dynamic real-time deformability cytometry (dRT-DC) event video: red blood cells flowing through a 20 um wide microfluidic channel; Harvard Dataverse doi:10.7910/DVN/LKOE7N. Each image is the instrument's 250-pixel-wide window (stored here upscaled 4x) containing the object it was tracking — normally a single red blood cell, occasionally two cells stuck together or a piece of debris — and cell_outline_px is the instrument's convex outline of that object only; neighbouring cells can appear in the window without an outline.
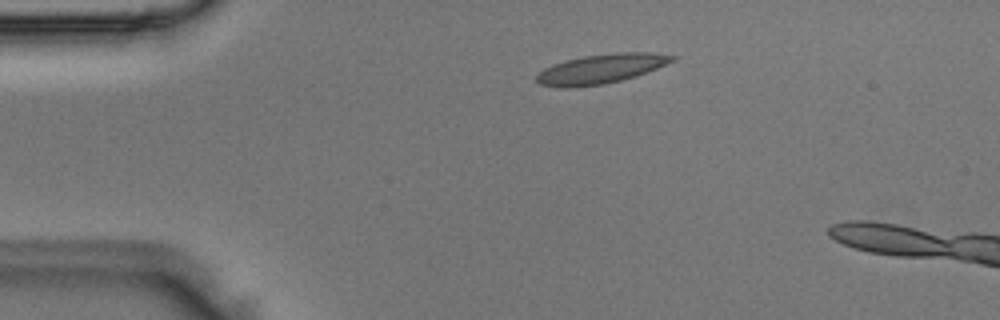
{"species": "Egyptian fruit bat (a non-hibernating species)", "species_latin": "Rousettus aegyptiacus", "temperature_condition": "room temperature", "stored_images_in_passage": 2, "camera_frame_rate_fps": 3000, "um_per_image_px": 0.085, "animal": {"sex": "male"}, "frame": {"image": 1, "passage_image": 1, "time_ms": 0.0, "image_size_px": [1000, 320], "cell_outline_px": [[676, 60], [636, 76], [604, 84], [568, 88], [564, 88], [540, 84], [536, 80], [536, 76], [544, 68], [552, 64], [584, 56], [616, 52], [652, 52], [676, 56]], "centroid_in_image_um": [51.09, 5.84], "position_along_channel_um": 33.9, "area_um2": 23.12}}